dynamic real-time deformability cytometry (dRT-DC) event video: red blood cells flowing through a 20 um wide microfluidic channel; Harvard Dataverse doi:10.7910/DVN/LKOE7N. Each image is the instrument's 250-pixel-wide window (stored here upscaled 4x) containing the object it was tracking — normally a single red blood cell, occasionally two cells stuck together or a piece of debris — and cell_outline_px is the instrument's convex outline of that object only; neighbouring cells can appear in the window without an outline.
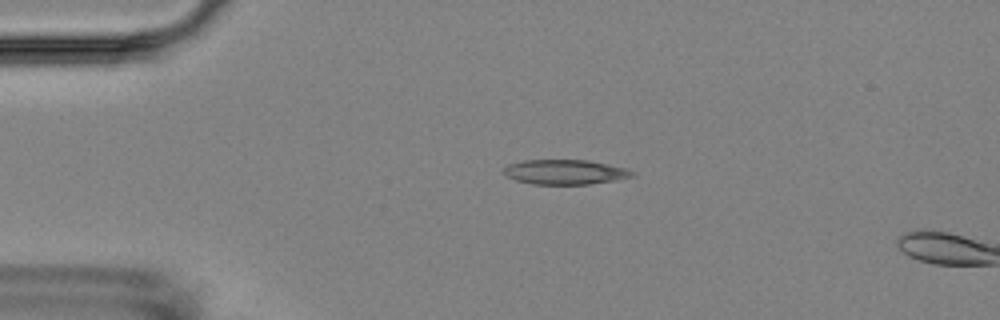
{"species": "Egyptian fruit bat (a non-hibernating species)", "species_latin": "Rousettus aegyptiacus", "temperature_condition": "room temperature", "stored_images_in_passage": 3, "camera_frame_rate_fps": 3000, "um_per_image_px": 0.085, "animal": {"sex": "female"}, "frame": {"image": 1, "passage_image": 2, "time_ms": 1.0, "image_size_px": [1000, 320], "cell_outline_px": [[636, 176], [616, 180], [588, 184], [532, 184], [516, 180], [508, 176], [504, 172], [504, 168], [508, 164], [524, 160], [588, 160], [628, 168], [636, 172]], "centroid_in_image_um": [48.1, 14.62], "position_along_channel_um": 36.9, "area_um2": 18.61}}